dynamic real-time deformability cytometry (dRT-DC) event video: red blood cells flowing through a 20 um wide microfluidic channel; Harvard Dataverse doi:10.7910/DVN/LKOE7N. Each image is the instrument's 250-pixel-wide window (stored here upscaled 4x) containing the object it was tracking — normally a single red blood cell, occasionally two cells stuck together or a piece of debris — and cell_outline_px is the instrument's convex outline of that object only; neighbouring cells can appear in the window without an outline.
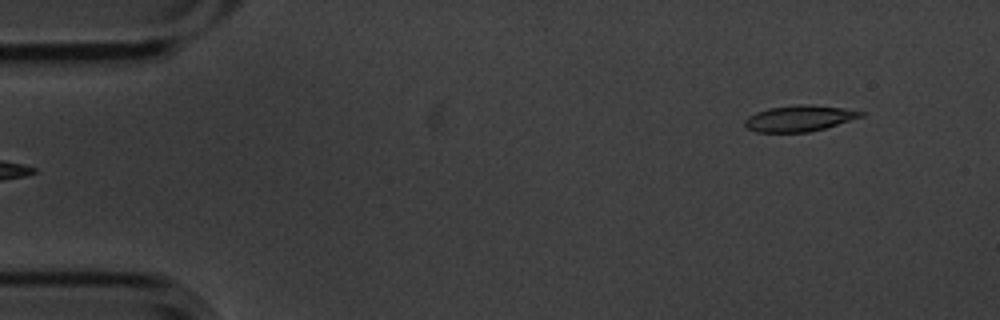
{"species": "common noctule bat (a hibernating species)", "species_latin": "Nyctalus noctula", "temperature_condition": "cold", "stored_images_in_passage": 5, "camera_frame_rate_fps": 3000, "um_per_image_px": 0.085, "animal": {"sex": "male", "body_mass_g": 20.1, "forearm_length_mm": 53.5}, "frame": {"image": 1, "passage_image": 5, "time_ms": 1.333, "image_size_px": [1000, 320], "cell_outline_px": [[864, 116], [824, 128], [808, 132], [756, 132], [748, 128], [744, 124], [744, 120], [748, 116], [756, 112], [768, 108], [800, 104], [804, 104], [844, 108], [864, 112]], "centroid_in_image_um": [67.92, 10.06], "position_along_channel_um": 17.1, "area_um2": 17.46}}